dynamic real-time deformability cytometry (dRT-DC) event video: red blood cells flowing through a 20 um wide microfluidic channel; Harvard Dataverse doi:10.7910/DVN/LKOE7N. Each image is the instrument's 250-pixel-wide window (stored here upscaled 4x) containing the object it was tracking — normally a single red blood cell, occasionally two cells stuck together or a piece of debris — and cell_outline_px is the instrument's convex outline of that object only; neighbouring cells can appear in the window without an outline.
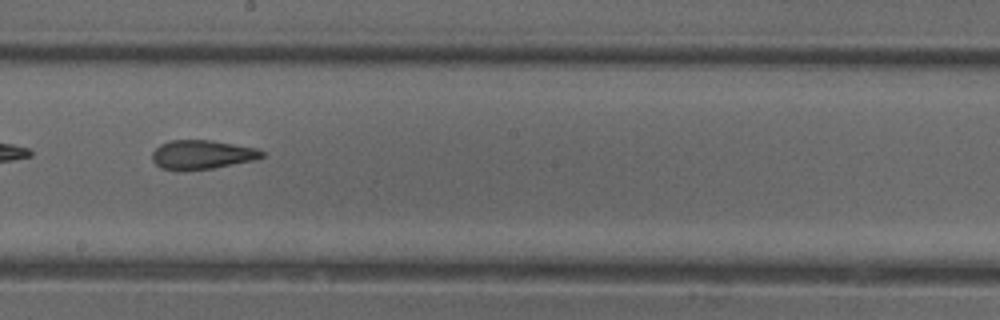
{"species": "common noctule bat (a hibernating species)", "species_latin": "Nyctalus noctula", "temperature_condition": "cold", "stored_images_in_passage": 32, "camera_frame_rate_fps": 3000, "um_per_image_px": 0.085, "animal": {"sex": "female"}, "frame": {"image": 1, "passage_image": 13, "time_ms": 4.0, "image_size_px": [1000, 320], "cell_outline_px": [[264, 156], [256, 160], [212, 168], [180, 172], [160, 168], [152, 160], [152, 152], [160, 144], [172, 140], [212, 140], [256, 148], [264, 152]], "centroid_in_image_um": [17.14, 13.16], "position_along_channel_um": 231.1, "area_um2": 18.84}}